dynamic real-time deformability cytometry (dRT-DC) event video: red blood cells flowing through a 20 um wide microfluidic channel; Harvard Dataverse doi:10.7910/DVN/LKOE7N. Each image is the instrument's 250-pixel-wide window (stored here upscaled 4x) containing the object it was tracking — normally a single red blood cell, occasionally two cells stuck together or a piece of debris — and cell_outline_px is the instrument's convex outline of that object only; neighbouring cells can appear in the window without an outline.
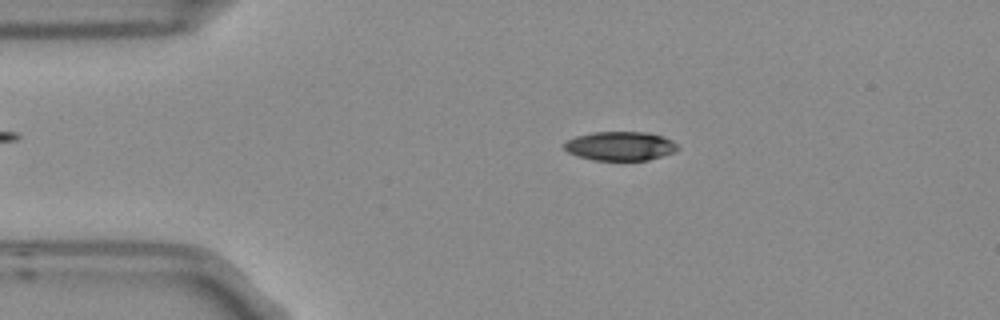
{"species": "Egyptian fruit bat (a non-hibernating species)", "species_latin": "Rousettus aegyptiacus", "temperature_condition": "room temperature", "stored_images_in_passage": 4, "camera_frame_rate_fps": 3000, "um_per_image_px": 0.085, "frame": {"image": 1, "passage_image": 3, "time_ms": 0.667, "image_size_px": [1000, 320], "cell_outline_px": [[680, 148], [672, 152], [648, 160], [592, 160], [576, 156], [568, 152], [564, 148], [564, 144], [568, 140], [576, 136], [592, 132], [644, 132], [664, 136], [672, 140]], "centroid_in_image_um": [52.7, 12.41], "position_along_channel_um": 32.3, "area_um2": 19.13}}